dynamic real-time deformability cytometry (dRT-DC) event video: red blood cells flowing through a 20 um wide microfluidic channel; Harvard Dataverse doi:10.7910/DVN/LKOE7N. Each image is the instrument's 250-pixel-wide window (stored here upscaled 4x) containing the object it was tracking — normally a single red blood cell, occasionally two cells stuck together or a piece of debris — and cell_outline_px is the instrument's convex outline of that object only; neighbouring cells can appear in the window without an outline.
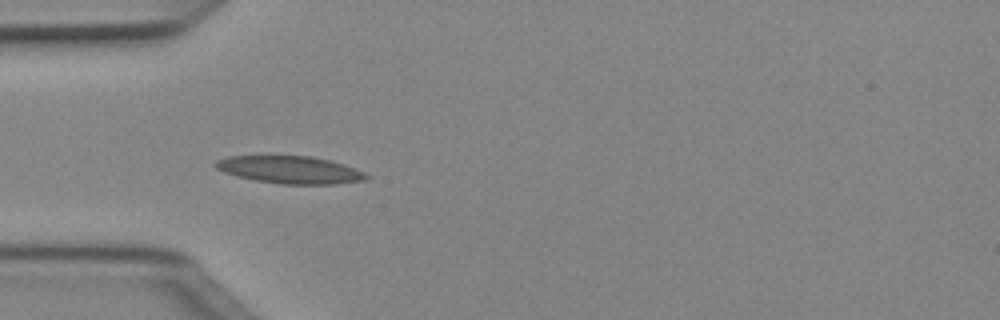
{"species": "Egyptian fruit bat (a non-hibernating species)", "species_latin": "Rousettus aegyptiacus", "temperature_condition": "cold", "stored_images_in_passage": 49, "camera_frame_rate_fps": 3000, "um_per_image_px": 0.085, "animal": {"sex": "female"}, "frame": {"image": 1, "passage_image": 14, "time_ms": 4.333, "image_size_px": [1000, 320], "cell_outline_px": [[372, 176], [364, 180], [336, 184], [280, 184], [256, 180], [236, 176], [224, 172], [216, 168], [212, 164], [216, 160], [228, 156], [312, 156], [332, 160], [344, 164], [364, 172]], "centroid_in_image_um": [24.66, 14.43], "position_along_channel_um": 60.3, "area_um2": 24.28}}
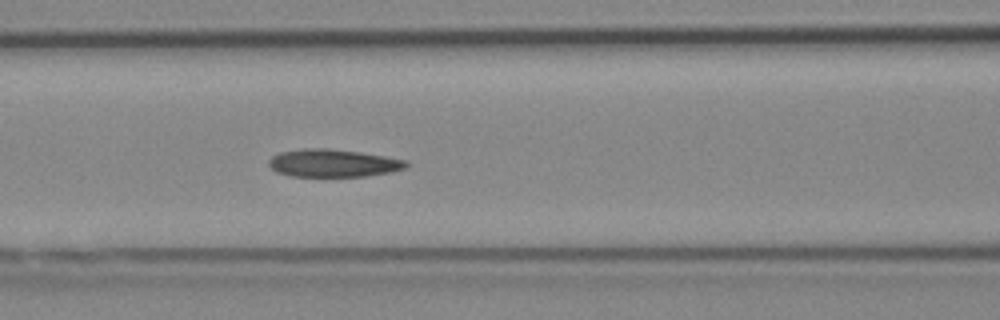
{"frame": {"image": 2, "passage_image": 20, "time_ms": 6.333, "image_size_px": [1000, 320], "cell_outline_px": [[408, 164], [404, 168], [392, 172], [364, 176], [288, 176], [276, 172], [268, 164], [268, 160], [272, 156], [280, 152], [304, 148], [328, 148], [360, 152], [408, 160]], "centroid_in_image_um": [28.3, 13.86], "position_along_channel_um": 138.3, "area_um2": 22.25}}
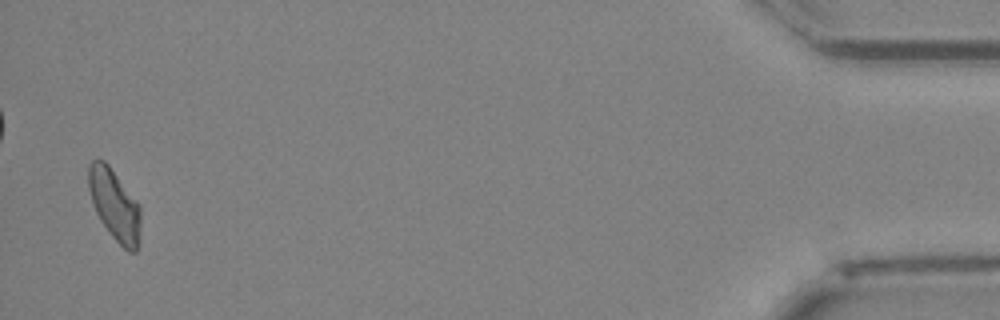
{"frame": {"image": 3, "passage_image": 48, "time_ms": 15.667, "image_size_px": [1000, 320], "cell_outline_px": [[140, 232], [136, 252], [128, 252], [108, 232], [100, 220], [92, 204], [88, 188], [88, 164], [92, 160], [104, 160], [108, 164], [140, 204]], "centroid_in_image_um": [9.73, 17.4], "position_along_channel_um": 425.5, "area_um2": 21.73}, "authors_computed_cell_mechanics": {"area_um2": 21.9062, "velocity_mm_per_s": 4.0104, "shape_relaxation_time_tau1_ms": null, "shape_relaxation_time_tau2_ms": 4.7037, "deformation_change_tau1": null, "deformation_change_tau2": 0.1081}}